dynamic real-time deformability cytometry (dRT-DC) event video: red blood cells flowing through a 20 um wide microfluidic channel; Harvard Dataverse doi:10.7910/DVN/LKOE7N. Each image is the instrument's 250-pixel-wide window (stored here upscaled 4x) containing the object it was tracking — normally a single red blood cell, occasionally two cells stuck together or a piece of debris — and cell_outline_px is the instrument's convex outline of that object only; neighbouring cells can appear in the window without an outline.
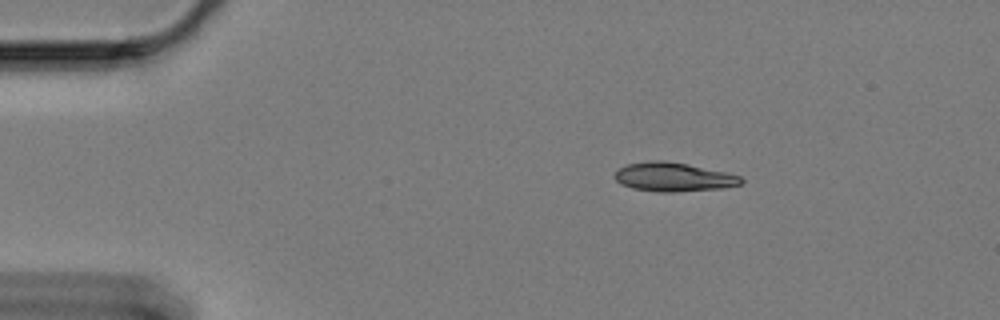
{"species": "Egyptian fruit bat (a non-hibernating species)", "species_latin": "Rousettus aegyptiacus", "temperature_condition": "cold", "stored_images_in_passage": 51, "camera_frame_rate_fps": 3000, "um_per_image_px": 0.085, "animal": {"sex": "female"}, "frame": {"image": 1, "passage_image": 1, "time_ms": 0.0, "image_size_px": [1000, 320], "cell_outline_px": [[744, 180], [740, 184], [724, 188], [676, 192], [660, 192], [632, 188], [620, 184], [612, 176], [620, 168], [628, 164], [656, 160], [664, 160], [688, 164], [728, 172], [740, 176]], "centroid_in_image_um": [57.26, 15.05], "position_along_channel_um": 27.7, "area_um2": 21.39}}
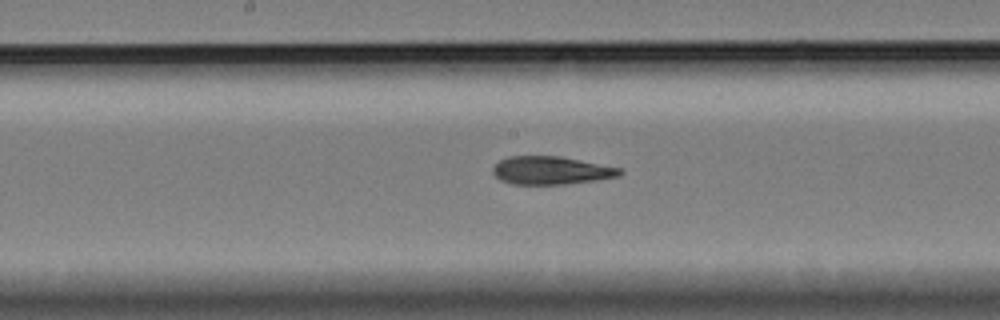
{"frame": {"image": 2, "passage_image": 22, "time_ms": 7.0, "image_size_px": [1000, 320], "cell_outline_px": [[624, 172], [620, 176], [596, 180], [564, 184], [512, 184], [500, 180], [492, 172], [492, 168], [500, 160], [508, 156], [560, 156], [620, 168]], "centroid_in_image_um": [46.83, 14.48], "position_along_channel_um": 201.4, "area_um2": 20.69}}
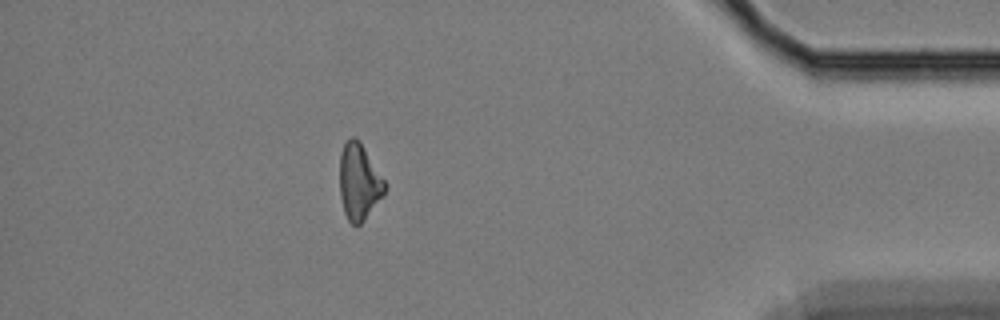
{"frame": {"image": 3, "passage_image": 44, "time_ms": 14.333, "image_size_px": [1000, 320], "cell_outline_px": [[388, 184], [384, 196], [364, 220], [360, 224], [352, 224], [348, 220], [344, 212], [340, 196], [340, 152], [344, 144], [352, 136], [356, 136], [360, 140]], "centroid_in_image_um": [30.55, 15.43], "position_along_channel_um": 404.7, "area_um2": 20.4}, "authors_computed_cell_mechanics": {"area_um2": 21.0392, "velocity_mm_per_s": 3.3347, "shape_relaxation_time_tau1_ms": null, "shape_relaxation_time_tau2_ms": 2.6197, "deformation_change_tau1": null, "deformation_change_tau2": 0.0937}}